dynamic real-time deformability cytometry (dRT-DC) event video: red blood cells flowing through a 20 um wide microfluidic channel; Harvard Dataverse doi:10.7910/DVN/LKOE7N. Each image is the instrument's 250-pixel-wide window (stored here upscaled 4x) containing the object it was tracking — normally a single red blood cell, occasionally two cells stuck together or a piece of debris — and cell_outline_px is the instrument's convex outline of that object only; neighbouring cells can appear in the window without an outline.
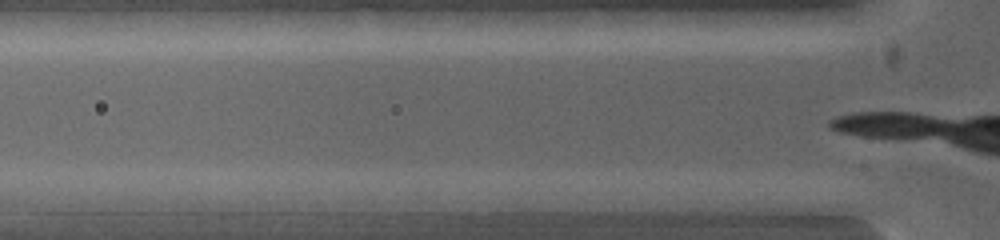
{"species": "common noctule bat (a hibernating species)", "species_latin": "Nyctalus noctula", "temperature_condition": "warm", "stored_images_in_passage": 3, "camera_frame_rate_fps": 5000, "um_per_image_px": 0.085, "animal": {"sex": "female", "body_mass_g": 19.0, "forearm_length_mm": 53.3}, "frame": {"image": 1, "passage_image": 2, "time_ms": 0.6, "image_size_px": [1000, 240], "cell_outline_px": [[604, 200], [564, 212], [496, 212], [488, 200], [520, 192], [600, 192], [604, 196]], "centroid_in_image_um": [46.3, 17.14], "position_along_channel_um": 79.5, "area_um2": 13.7}}